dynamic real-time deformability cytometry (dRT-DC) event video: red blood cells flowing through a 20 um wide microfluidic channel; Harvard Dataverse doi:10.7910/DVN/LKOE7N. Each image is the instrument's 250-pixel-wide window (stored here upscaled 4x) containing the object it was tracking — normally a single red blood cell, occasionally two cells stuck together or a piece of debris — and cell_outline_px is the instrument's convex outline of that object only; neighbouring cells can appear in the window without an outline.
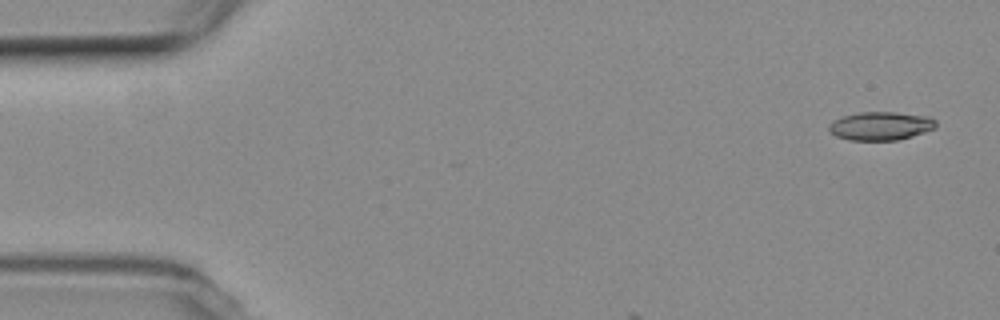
{"species": "common noctule bat (a hibernating species)", "species_latin": "Nyctalus noctula", "temperature_condition": "room temperature", "stored_images_in_passage": 5, "camera_frame_rate_fps": 3000, "um_per_image_px": 0.085, "animal": {"sex": "female", "body_mass_g": 19.3, "forearm_length_mm": 54.1}, "frame": {"image": 1, "passage_image": 1, "time_ms": 0.0, "image_size_px": [1000, 320], "cell_outline_px": [[936, 128], [912, 136], [896, 140], [848, 140], [836, 136], [828, 132], [828, 124], [832, 120], [844, 116], [860, 112], [896, 112], [928, 116], [936, 120]], "centroid_in_image_um": [74.83, 10.7], "position_along_channel_um": 10.2, "area_um2": 17.86}}
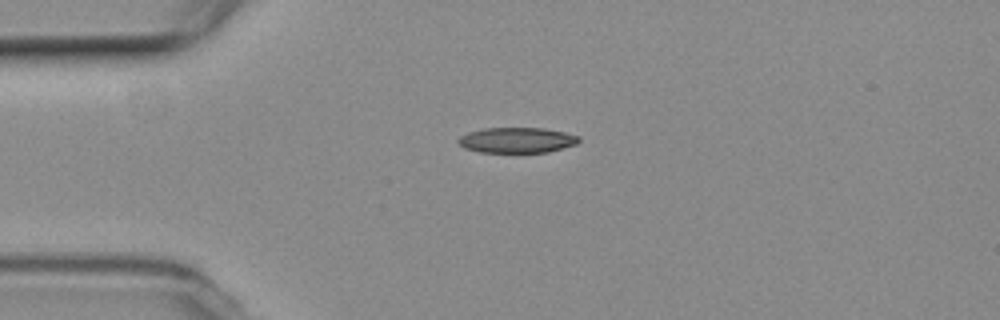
{"frame": {"image": 2, "passage_image": 4, "time_ms": 3.667, "image_size_px": [1000, 320], "cell_outline_px": [[580, 140], [576, 144], [548, 152], [480, 152], [464, 148], [456, 140], [460, 136], [468, 132], [484, 128], [544, 128], [564, 132], [580, 136]], "centroid_in_image_um": [43.93, 11.91], "position_along_channel_um": 41.1, "area_um2": 17.86}}